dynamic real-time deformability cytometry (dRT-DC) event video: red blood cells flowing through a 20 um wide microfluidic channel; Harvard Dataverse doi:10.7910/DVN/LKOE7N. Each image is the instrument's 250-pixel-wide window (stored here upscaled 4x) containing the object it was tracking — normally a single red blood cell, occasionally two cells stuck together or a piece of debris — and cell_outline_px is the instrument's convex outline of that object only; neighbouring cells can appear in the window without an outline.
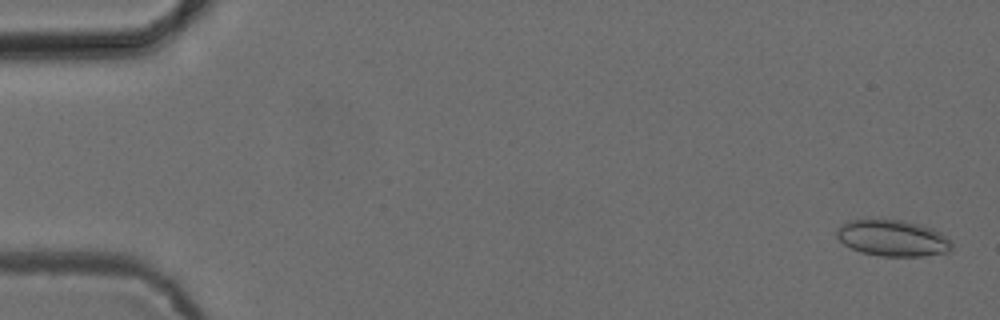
{"species": "common noctule bat (a hibernating species)", "species_latin": "Nyctalus noctula", "temperature_condition": "cold", "stored_images_in_passage": 53, "camera_frame_rate_fps": 3000, "um_per_image_px": 0.085, "animal": {"sex": "female", "body_mass_g": 24.6, "forearm_length_mm": 56.2}, "frame": {"image": 1, "passage_image": 2, "time_ms": 0.333, "image_size_px": [1000, 320], "cell_outline_px": [[952, 248], [948, 252], [924, 256], [880, 256], [860, 252], [844, 244], [836, 236], [836, 228], [840, 224], [848, 220], [904, 220], [920, 224], [932, 228], [940, 232], [952, 240]], "centroid_in_image_um": [75.88, 20.24], "position_along_channel_um": 9.1, "area_um2": 24.51}}
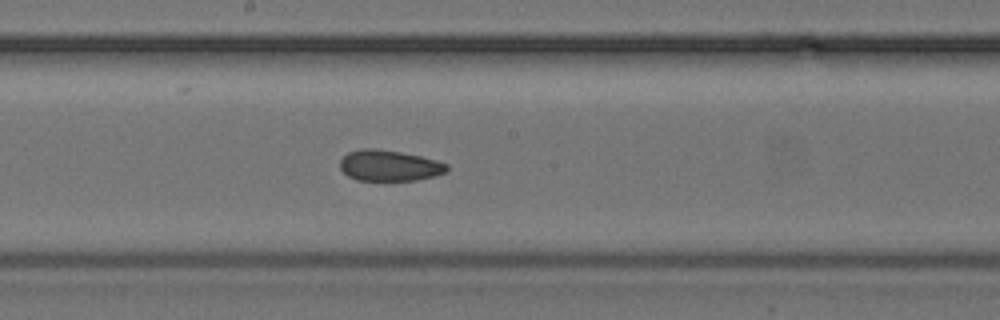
{"frame": {"image": 2, "passage_image": 29, "time_ms": 9.333, "image_size_px": [1000, 320], "cell_outline_px": [[448, 168], [444, 172], [436, 176], [416, 180], [356, 180], [348, 176], [340, 168], [340, 160], [348, 152], [364, 148], [376, 148], [400, 152], [420, 156], [436, 160], [448, 164]], "centroid_in_image_um": [33.08, 14.07], "position_along_channel_um": 215.1, "area_um2": 19.19}}
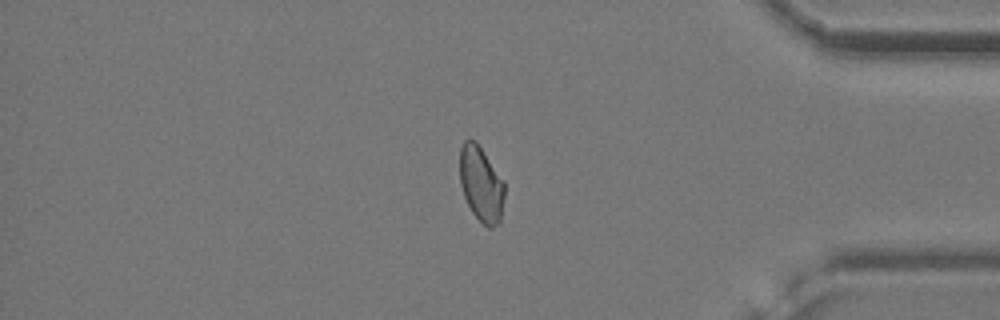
{"frame": {"image": 3, "passage_image": 45, "time_ms": 14.667, "image_size_px": [1000, 320], "cell_outline_px": [[504, 196], [500, 220], [492, 228], [488, 228], [472, 212], [464, 196], [460, 184], [460, 148], [464, 140], [476, 140], [504, 180]], "centroid_in_image_um": [40.89, 15.61], "position_along_channel_um": 394.3, "area_um2": 19.59}, "authors_computed_cell_mechanics": {"area_um2": 20.0566, "velocity_mm_per_s": 3.8744, "shape_relaxation_time_tau1_ms": null, "shape_relaxation_time_tau2_ms": 2.8588, "deformation_change_tau1": null, "deformation_change_tau2": 0.0701}}